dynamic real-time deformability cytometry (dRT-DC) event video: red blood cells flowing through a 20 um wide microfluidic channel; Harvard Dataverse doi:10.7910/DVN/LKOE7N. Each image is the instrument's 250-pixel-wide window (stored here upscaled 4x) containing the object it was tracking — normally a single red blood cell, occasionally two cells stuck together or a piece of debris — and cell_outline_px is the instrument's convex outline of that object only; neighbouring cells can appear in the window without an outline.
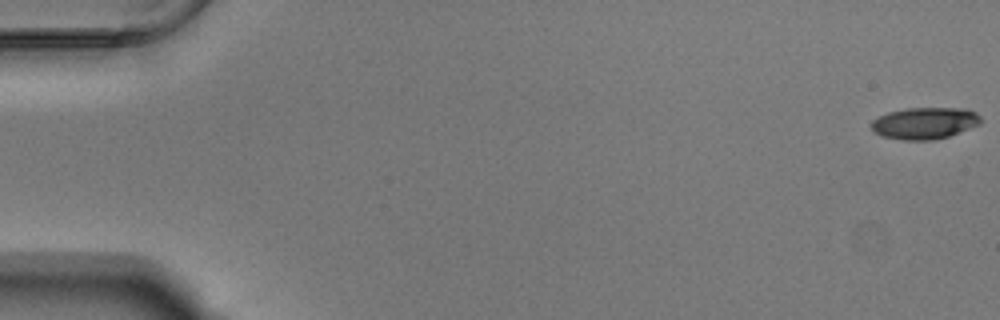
{"species": "Egyptian fruit bat (a non-hibernating species)", "species_latin": "Rousettus aegyptiacus", "temperature_condition": "warm", "stored_images_in_passage": 15, "camera_frame_rate_fps": 3000, "um_per_image_px": 0.085, "animal": {"sex": "male"}, "frame": {"image": 1, "passage_image": 1, "time_ms": 0.0, "image_size_px": [1000, 320], "cell_outline_px": [[980, 124], [948, 136], [936, 140], [904, 140], [880, 136], [872, 128], [872, 120], [888, 112], [908, 108], [968, 108], [976, 112], [980, 116]], "centroid_in_image_um": [78.61, 10.46], "position_along_channel_um": 6.4, "area_um2": 20.17}}